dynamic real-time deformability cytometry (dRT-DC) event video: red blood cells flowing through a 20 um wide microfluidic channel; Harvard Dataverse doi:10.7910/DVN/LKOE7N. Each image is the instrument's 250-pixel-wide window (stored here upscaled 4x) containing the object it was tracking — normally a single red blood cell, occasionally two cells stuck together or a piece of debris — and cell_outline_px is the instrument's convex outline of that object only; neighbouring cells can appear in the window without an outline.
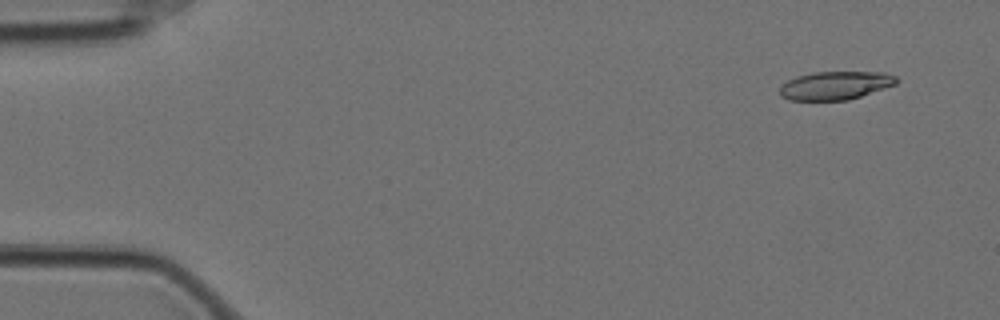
{"species": "Egyptian fruit bat (a non-hibernating species)", "species_latin": "Rousettus aegyptiacus", "temperature_condition": "cold", "stored_images_in_passage": 56, "camera_frame_rate_fps": 3000, "um_per_image_px": 0.085, "animal": {"sex": "female"}, "frame": {"image": 1, "passage_image": 2, "time_ms": 0.333, "image_size_px": [1000, 320], "cell_outline_px": [[896, 84], [848, 100], [788, 100], [780, 96], [780, 88], [788, 80], [796, 76], [812, 72], [884, 72], [896, 76]], "centroid_in_image_um": [70.98, 7.26], "position_along_channel_um": 14.0, "area_um2": 19.13}}
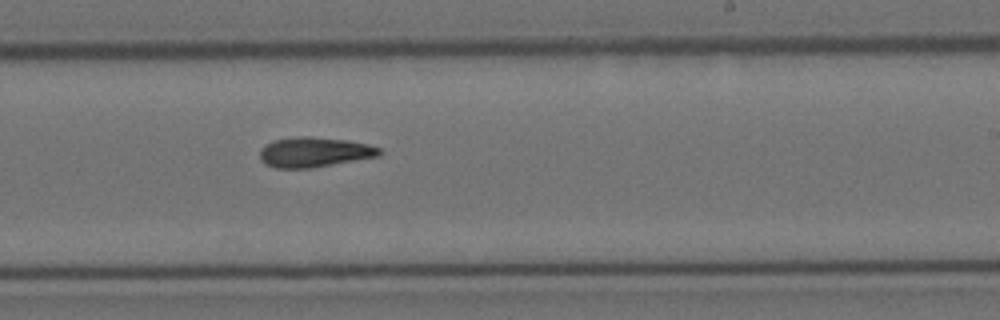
{"frame": {"image": 2, "passage_image": 33, "time_ms": 10.667, "image_size_px": [1000, 320], "cell_outline_px": [[384, 152], [380, 156], [312, 168], [276, 168], [264, 164], [260, 160], [260, 148], [264, 144], [272, 140], [296, 136], [308, 136], [348, 140], [368, 144], [380, 148]], "centroid_in_image_um": [26.7, 12.93], "position_along_channel_um": 262.3, "area_um2": 21.27}}
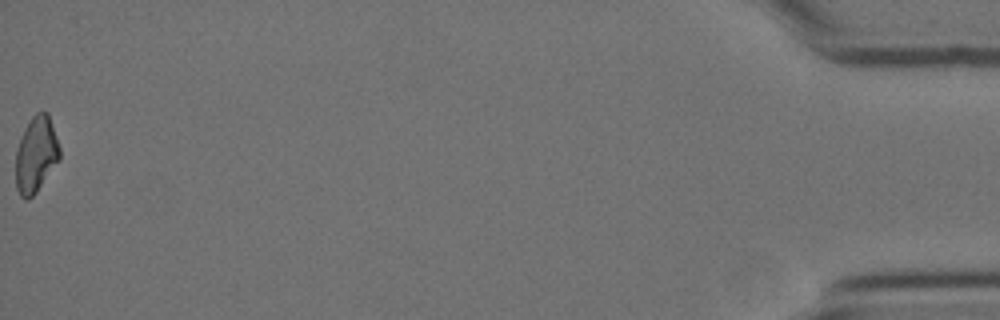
{"frame": {"image": 3, "passage_image": 56, "time_ms": 18.333, "image_size_px": [1000, 320], "cell_outline_px": [[60, 160], [36, 192], [28, 200], [24, 200], [20, 196], [16, 188], [16, 152], [24, 128], [32, 116], [36, 112], [48, 112], [60, 148]], "centroid_in_image_um": [3.07, 13.15], "position_along_channel_um": 432.1, "area_um2": 19.48}}